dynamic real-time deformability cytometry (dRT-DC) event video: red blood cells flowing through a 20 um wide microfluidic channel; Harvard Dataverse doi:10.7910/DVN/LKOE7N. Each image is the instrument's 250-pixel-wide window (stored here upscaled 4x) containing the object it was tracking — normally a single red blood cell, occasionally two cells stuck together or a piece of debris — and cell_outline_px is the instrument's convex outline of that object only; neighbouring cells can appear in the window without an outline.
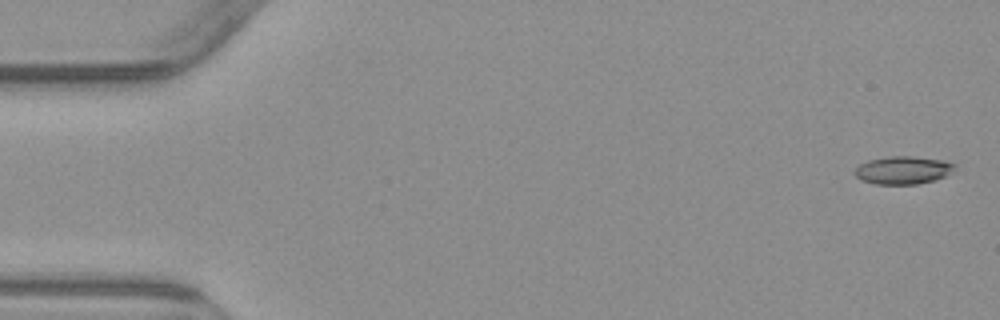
{"species": "common noctule bat (a hibernating species)", "species_latin": "Nyctalus noctula", "temperature_condition": "warm", "stored_images_in_passage": 6, "segment_of_instrument_passage": [1, 2], "camera_frame_rate_fps": 3000, "um_per_image_px": 0.085, "animal": {"sex": "male", "body_mass_g": 23.1, "forearm_length_mm": 52.7}, "frame": {"image": 1, "passage_image": 1, "time_ms": 0.0, "image_size_px": [1000, 320], "cell_outline_px": [[956, 164], [944, 176], [936, 180], [916, 184], [876, 184], [860, 180], [852, 172], [860, 164], [868, 160], [888, 156], [912, 156], [944, 160]], "centroid_in_image_um": [76.7, 14.46], "position_along_channel_um": 8.3, "area_um2": 16.18}}
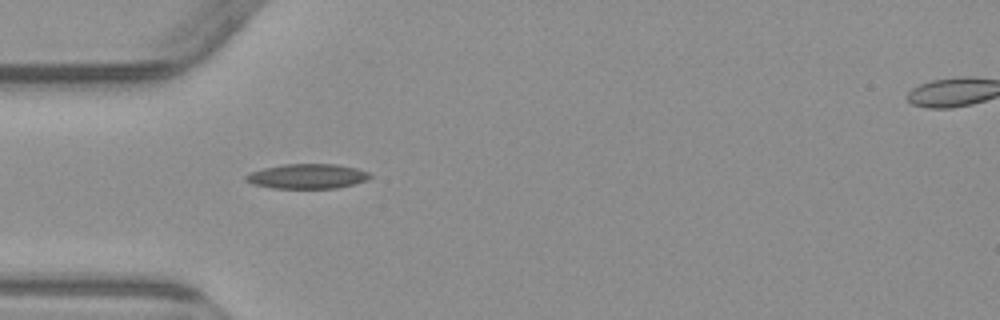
{"frame": {"image": 2, "passage_image": 5, "time_ms": 5.0, "image_size_px": [1000, 320], "cell_outline_px": [[372, 176], [368, 180], [336, 188], [272, 188], [252, 184], [244, 180], [244, 176], [252, 172], [264, 168], [284, 164], [336, 164], [356, 168], [368, 172]], "centroid_in_image_um": [26.11, 14.98], "position_along_channel_um": 58.9, "area_um2": 17.86}}